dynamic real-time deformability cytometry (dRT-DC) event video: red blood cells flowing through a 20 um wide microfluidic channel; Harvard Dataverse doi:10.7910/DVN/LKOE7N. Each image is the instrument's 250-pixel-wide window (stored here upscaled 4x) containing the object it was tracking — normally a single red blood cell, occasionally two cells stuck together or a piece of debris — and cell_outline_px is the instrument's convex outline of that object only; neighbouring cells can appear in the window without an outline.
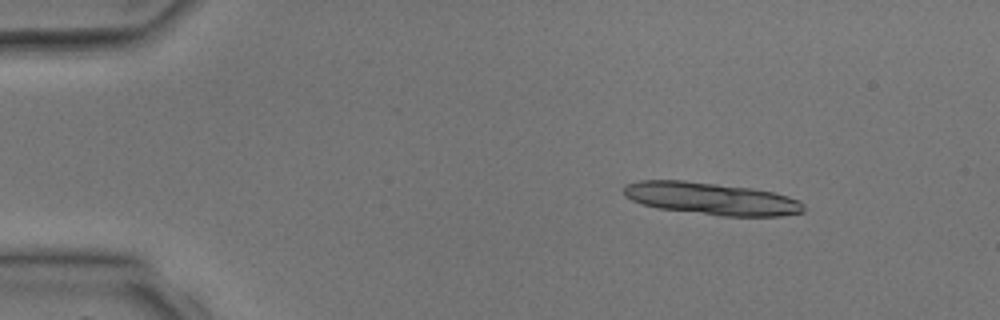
{"species": "common noctule bat (a hibernating species)", "species_latin": "Nyctalus noctula", "temperature_condition": "room temperature", "stored_images_in_passage": 3, "camera_frame_rate_fps": 3000, "um_per_image_px": 0.085, "animal": {"sex": "male", "body_mass_g": 17.9, "forearm_length_mm": 54.2}, "frame": {"image": 1, "passage_image": 1, "time_ms": 0.0, "image_size_px": [1000, 320], "cell_outline_px": [[804, 212], [780, 216], [720, 216], [660, 208], [644, 204], [632, 200], [624, 196], [624, 184], [640, 180], [684, 180], [752, 188], [772, 192], [788, 196], [800, 200], [804, 204]], "centroid_in_image_um": [60.48, 16.88], "position_along_channel_um": 24.5, "area_um2": 33.87}}
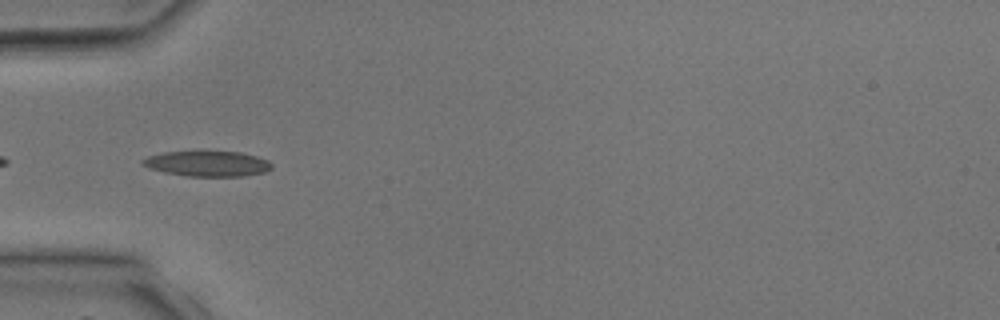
{"frame": {"image": 2, "passage_image": 3, "time_ms": 2.667, "image_size_px": [1000, 320], "cell_outline_px": [[272, 168], [264, 172], [244, 176], [184, 176], [164, 172], [148, 168], [140, 164], [140, 160], [148, 156], [164, 152], [240, 152], [256, 156], [268, 160], [272, 164]], "centroid_in_image_um": [17.6, 13.92], "position_along_channel_um": 67.4, "area_um2": 19.07}}